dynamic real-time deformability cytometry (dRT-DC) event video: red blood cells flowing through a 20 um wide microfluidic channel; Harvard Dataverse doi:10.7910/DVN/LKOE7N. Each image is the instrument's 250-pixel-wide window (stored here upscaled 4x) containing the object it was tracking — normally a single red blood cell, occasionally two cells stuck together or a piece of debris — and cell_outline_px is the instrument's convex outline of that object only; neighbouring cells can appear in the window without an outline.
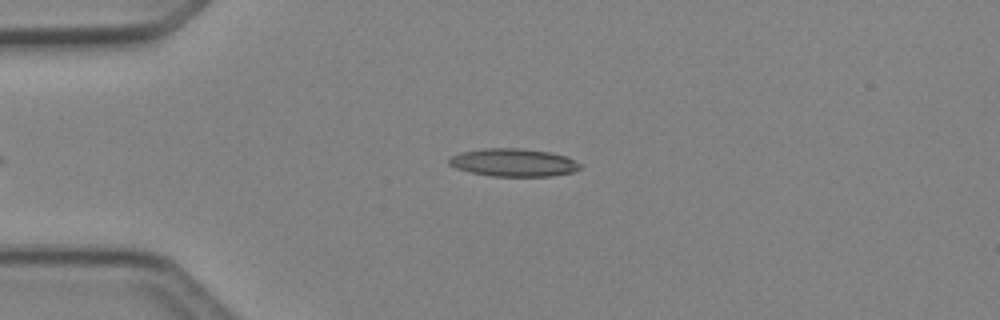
{"species": "Egyptian fruit bat (a non-hibernating species)", "species_latin": "Rousettus aegyptiacus", "temperature_condition": "cold", "stored_images_in_passage": 37, "camera_frame_rate_fps": 3000, "um_per_image_px": 0.085, "animal": {"sex": "female"}, "frame": {"image": 1, "passage_image": 4, "time_ms": 1.0, "image_size_px": [1000, 320], "cell_outline_px": [[580, 168], [572, 172], [552, 176], [492, 176], [472, 172], [456, 168], [448, 164], [448, 160], [452, 156], [460, 152], [484, 148], [520, 148], [548, 152], [568, 156], [580, 164]], "centroid_in_image_um": [43.64, 13.81], "position_along_channel_um": 41.4, "area_um2": 21.21}}
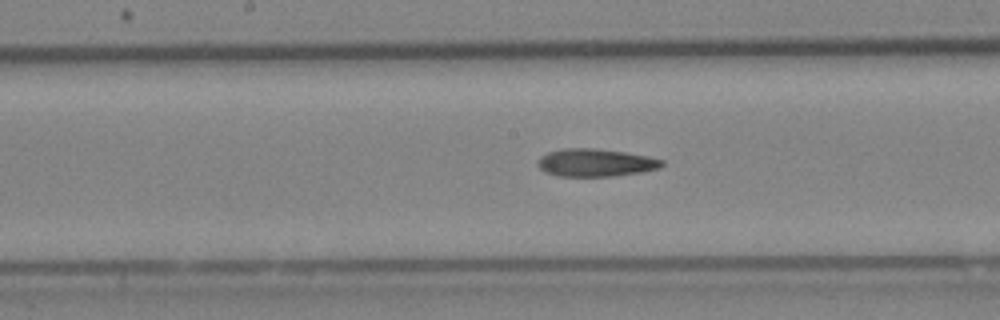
{"frame": {"image": 2, "passage_image": 17, "time_ms": 5.333, "image_size_px": [1000, 320], "cell_outline_px": [[664, 164], [660, 168], [640, 172], [612, 176], [556, 176], [544, 172], [536, 164], [540, 156], [548, 152], [564, 148], [596, 148], [624, 152], [648, 156], [664, 160]], "centroid_in_image_um": [50.6, 13.82], "position_along_channel_um": 197.6, "area_um2": 20.17}}
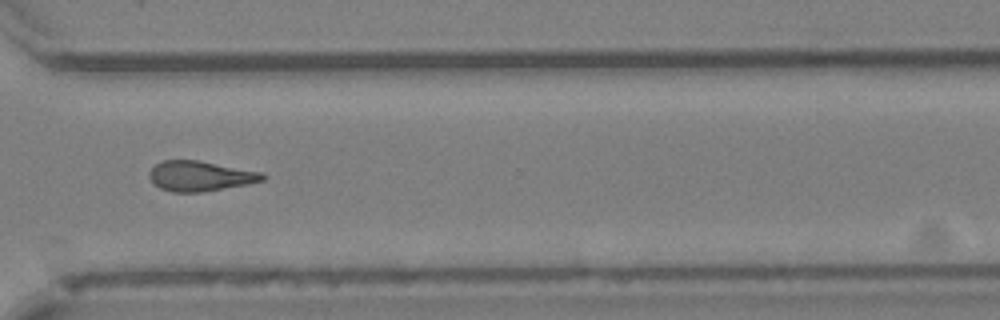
{"frame": {"image": 3, "passage_image": 28, "time_ms": 9.0, "image_size_px": [1000, 320], "cell_outline_px": [[268, 176], [264, 180], [248, 184], [200, 192], [172, 192], [160, 188], [148, 176], [148, 172], [160, 160], [196, 160], [260, 172]], "centroid_in_image_um": [16.99, 14.96], "position_along_channel_um": 353.6, "area_um2": 19.65}, "authors_computed_cell_mechanics": {"area_um2": 20.3456, "velocity_mm_per_s": 4.2504, "shape_relaxation_time_tau1_ms": null, "shape_relaxation_time_tau2_ms": 9.7958, "deformation_change_tau1": null, "deformation_change_tau2": 0.2665}}